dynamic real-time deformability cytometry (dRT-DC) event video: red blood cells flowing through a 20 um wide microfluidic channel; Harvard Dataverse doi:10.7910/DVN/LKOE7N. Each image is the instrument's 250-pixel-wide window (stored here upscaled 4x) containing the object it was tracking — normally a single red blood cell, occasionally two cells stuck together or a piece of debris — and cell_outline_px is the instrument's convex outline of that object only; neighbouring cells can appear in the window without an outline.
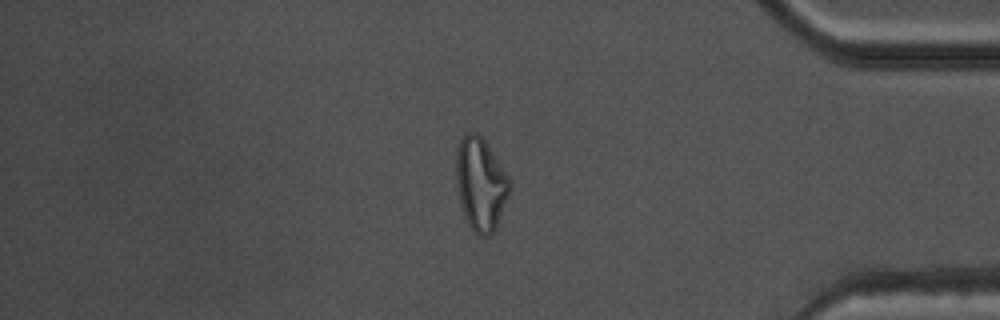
{"species": "common noctule bat (a hibernating species)", "species_latin": "Nyctalus noctula", "temperature_condition": "warm", "stored_images_in_passage": 46, "camera_frame_rate_fps": 3000, "um_per_image_px": 0.085, "animal": {"sex": "male", "body_mass_g": 17.5, "forearm_length_mm": 52.3}, "frame": {"image": 1, "passage_image": 40, "time_ms": 13.0, "image_size_px": [1000, 320], "cell_outline_px": [[512, 188], [496, 228], [488, 236], [480, 236], [472, 228], [464, 212], [460, 200], [456, 176], [456, 152], [460, 140], [468, 132], [476, 132], [484, 140], [512, 180]], "centroid_in_image_um": [40.9, 15.62], "position_along_channel_um": 394.3, "area_um2": 28.67}}